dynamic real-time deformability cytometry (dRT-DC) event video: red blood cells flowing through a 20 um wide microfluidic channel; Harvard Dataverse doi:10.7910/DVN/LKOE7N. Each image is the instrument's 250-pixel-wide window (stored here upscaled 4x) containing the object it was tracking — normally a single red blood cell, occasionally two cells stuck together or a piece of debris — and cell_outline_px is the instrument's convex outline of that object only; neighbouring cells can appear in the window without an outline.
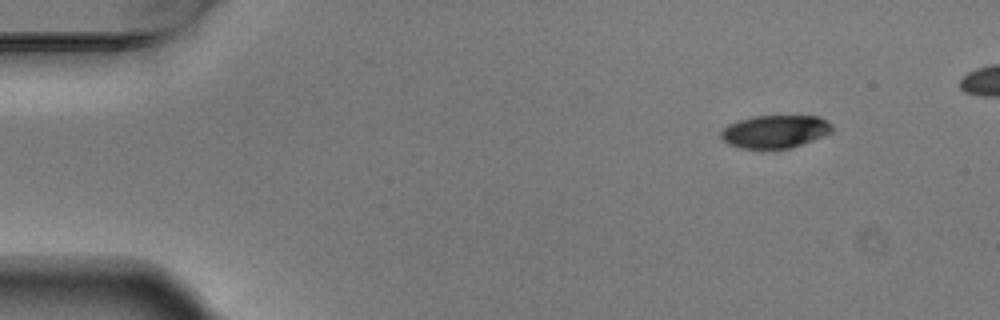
{"species": "Egyptian fruit bat (a non-hibernating species)", "species_latin": "Rousettus aegyptiacus", "temperature_condition": "warm", "stored_images_in_passage": 5, "camera_frame_rate_fps": 3000, "um_per_image_px": 0.085, "animal": {"sex": "male"}, "frame": {"image": 1, "passage_image": 1, "time_ms": 0.0, "image_size_px": [1000, 320], "cell_outline_px": [[832, 132], [812, 140], [788, 148], [740, 148], [728, 144], [720, 136], [720, 132], [728, 124], [752, 116], [820, 116], [828, 120], [832, 124]], "centroid_in_image_um": [65.88, 11.16], "position_along_channel_um": 19.1, "area_um2": 21.15}}